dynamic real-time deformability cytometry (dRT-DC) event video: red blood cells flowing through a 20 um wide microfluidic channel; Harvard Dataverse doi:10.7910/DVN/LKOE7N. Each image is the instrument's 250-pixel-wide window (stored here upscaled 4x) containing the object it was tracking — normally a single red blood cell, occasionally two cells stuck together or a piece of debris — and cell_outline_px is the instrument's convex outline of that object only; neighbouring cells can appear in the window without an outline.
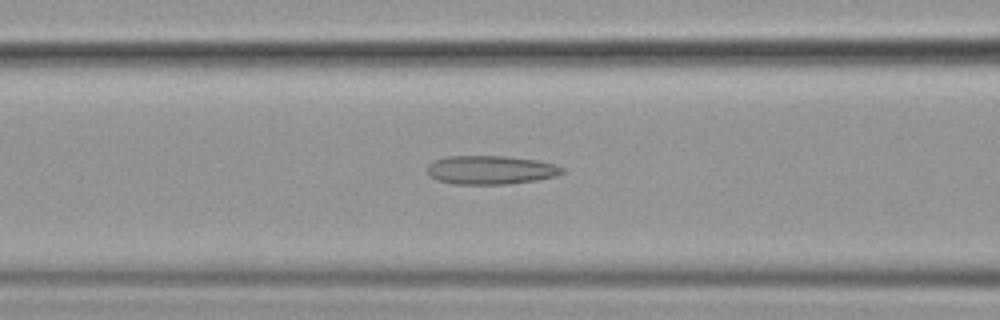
{"species": "common noctule bat (a hibernating species)", "species_latin": "Nyctalus noctula", "temperature_condition": "cold", "stored_images_in_passage": 55, "camera_frame_rate_fps": 3000, "um_per_image_px": 0.085, "animal": {"sex": "female", "body_mass_g": 19.9}, "frame": {"image": 1, "passage_image": 22, "time_ms": 7.0, "image_size_px": [1000, 320], "cell_outline_px": [[564, 172], [556, 176], [536, 180], [508, 184], [452, 184], [436, 180], [428, 176], [428, 164], [444, 156], [508, 156], [536, 160], [556, 164], [564, 168]], "centroid_in_image_um": [41.7, 14.44], "position_along_channel_um": 124.9, "area_um2": 22.77}}
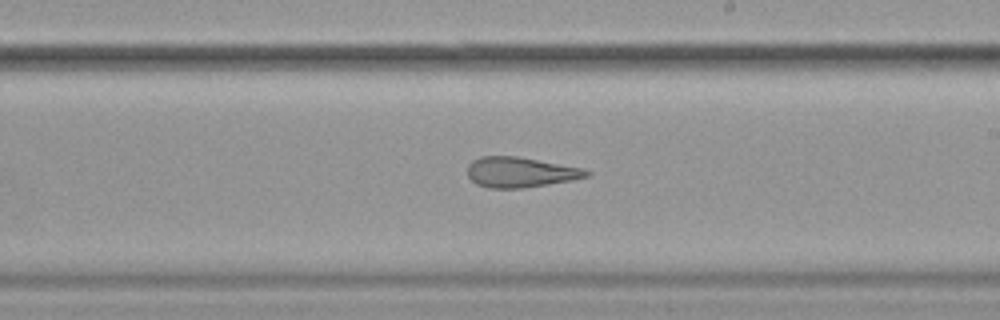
{"frame": {"image": 2, "passage_image": 32, "time_ms": 10.333, "image_size_px": [1000, 320], "cell_outline_px": [[592, 172], [588, 176], [572, 180], [524, 188], [488, 188], [476, 184], [468, 176], [468, 164], [472, 160], [480, 156], [516, 156], [584, 168]], "centroid_in_image_um": [44.22, 14.64], "position_along_channel_um": 244.8, "area_um2": 21.04}}
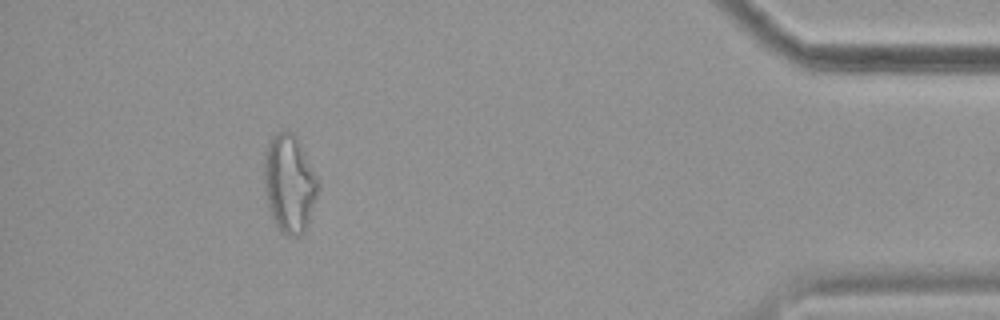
{"frame": {"image": 3, "passage_image": 50, "time_ms": 16.333, "image_size_px": [1000, 320], "cell_outline_px": [[320, 184], [308, 224], [304, 232], [300, 236], [288, 236], [272, 220], [268, 208], [264, 192], [264, 152], [272, 136], [276, 132], [288, 128], [296, 136], [320, 180]], "centroid_in_image_um": [24.59, 15.57], "position_along_channel_um": 410.6, "area_um2": 31.33}, "authors_computed_cell_mechanics": {"area_um2": 24.9118, "velocity_mm_per_s": 3.6121, "shape_relaxation_time_tau1_ms": null, "shape_relaxation_time_tau2_ms": 3.486, "deformation_change_tau1": null, "deformation_change_tau2": 0.1458}}